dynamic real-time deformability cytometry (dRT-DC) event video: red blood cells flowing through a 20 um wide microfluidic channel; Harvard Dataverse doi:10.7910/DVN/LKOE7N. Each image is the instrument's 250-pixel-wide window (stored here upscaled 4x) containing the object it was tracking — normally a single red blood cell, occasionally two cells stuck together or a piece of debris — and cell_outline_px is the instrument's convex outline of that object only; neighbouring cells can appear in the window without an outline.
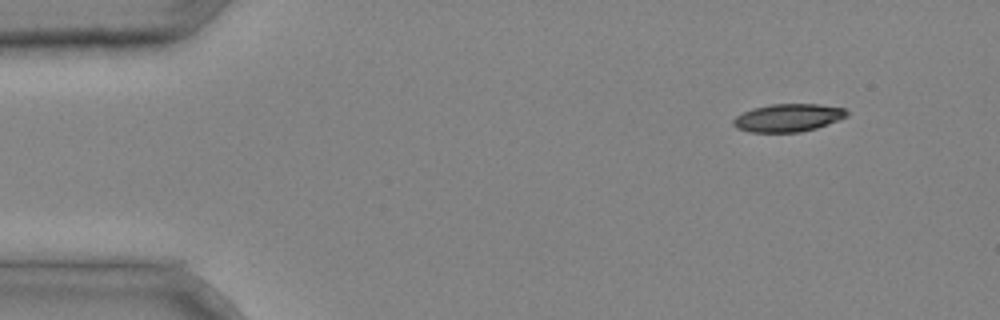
{"species": "common noctule bat (a hibernating species)", "species_latin": "Nyctalus noctula", "temperature_condition": "cold", "stored_images_in_passage": 3, "camera_frame_rate_fps": 3000, "um_per_image_px": 0.085, "animal": {"sex": "male", "body_mass_g": 20.4}, "frame": {"image": 1, "passage_image": 1, "time_ms": 0.0, "image_size_px": [1000, 320], "cell_outline_px": [[848, 116], [816, 128], [800, 132], [748, 132], [736, 128], [732, 124], [732, 120], [736, 116], [752, 108], [772, 104], [820, 104], [844, 108], [848, 112]], "centroid_in_image_um": [66.96, 10.01], "position_along_channel_um": 18.0, "area_um2": 18.44}}
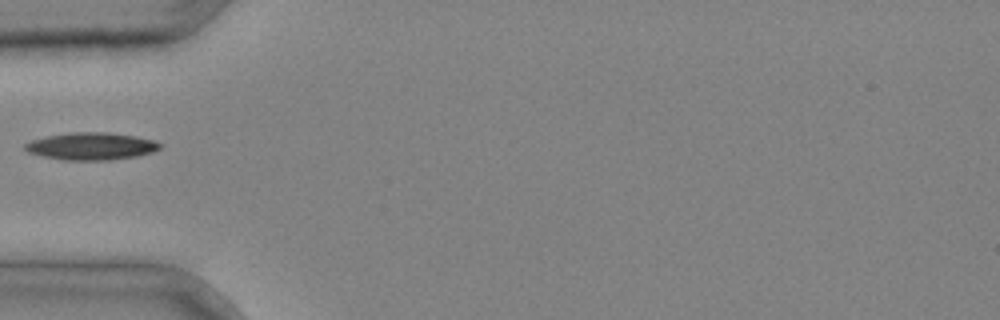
{"frame": {"image": 2, "passage_image": 3, "time_ms": 0.667, "image_size_px": [1000, 320], "cell_outline_px": [[164, 144], [160, 148], [152, 152], [136, 156], [112, 160], [60, 160], [40, 156], [28, 152], [24, 148], [24, 144], [32, 140], [48, 136], [72, 132], [108, 132], [136, 136], [152, 140]], "centroid_in_image_um": [7.75, 12.43], "position_along_channel_um": 77.2, "area_um2": 21.62}}